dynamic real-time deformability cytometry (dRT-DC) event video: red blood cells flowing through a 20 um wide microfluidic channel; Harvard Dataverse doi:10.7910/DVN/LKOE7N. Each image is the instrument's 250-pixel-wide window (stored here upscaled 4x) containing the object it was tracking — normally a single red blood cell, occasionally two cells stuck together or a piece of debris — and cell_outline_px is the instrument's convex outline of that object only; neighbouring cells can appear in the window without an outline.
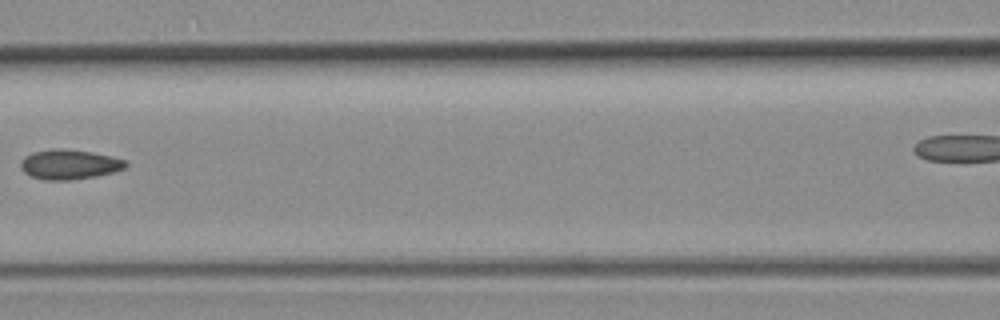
{"species": "common noctule bat (a hibernating species)", "species_latin": "Nyctalus noctula", "temperature_condition": "room temperature", "stored_images_in_passage": 5, "segment_of_instrument_passage": [1, 2], "camera_frame_rate_fps": 3000, "um_per_image_px": 0.085, "animal": {"sex": "female", "body_mass_g": 19.3, "forearm_length_mm": 54.1}, "frame": {"image": 1, "passage_image": 3, "time_ms": 0.667, "image_size_px": [1000, 320], "cell_outline_px": [[128, 164], [124, 168], [112, 172], [96, 176], [72, 180], [44, 180], [32, 176], [24, 172], [20, 168], [20, 160], [24, 156], [32, 152], [52, 148], [64, 148], [92, 152], [112, 156], [128, 160]], "centroid_in_image_um": [5.88, 13.96], "position_along_channel_um": 160.7, "area_um2": 18.5}}
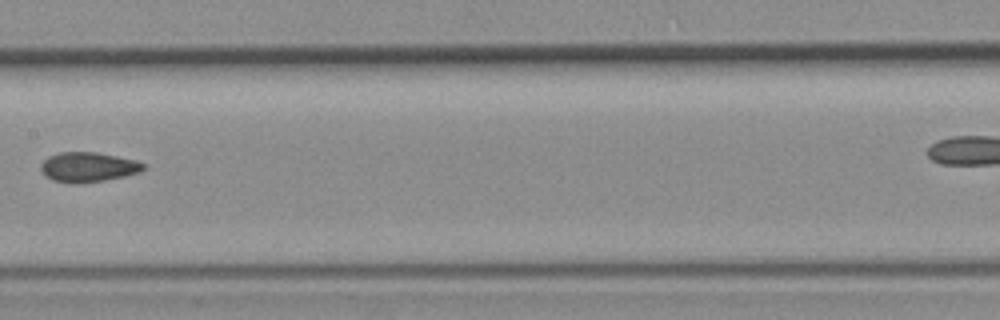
{"frame": {"image": 2, "passage_image": 4, "time_ms": 1.0, "image_size_px": [1000, 320], "cell_outline_px": [[144, 168], [140, 172], [124, 176], [104, 180], [80, 184], [72, 184], [52, 180], [44, 176], [40, 168], [40, 164], [48, 156], [60, 152], [96, 152], [136, 160], [144, 164]], "centroid_in_image_um": [7.44, 14.21], "position_along_channel_um": 200.0, "area_um2": 17.92}}